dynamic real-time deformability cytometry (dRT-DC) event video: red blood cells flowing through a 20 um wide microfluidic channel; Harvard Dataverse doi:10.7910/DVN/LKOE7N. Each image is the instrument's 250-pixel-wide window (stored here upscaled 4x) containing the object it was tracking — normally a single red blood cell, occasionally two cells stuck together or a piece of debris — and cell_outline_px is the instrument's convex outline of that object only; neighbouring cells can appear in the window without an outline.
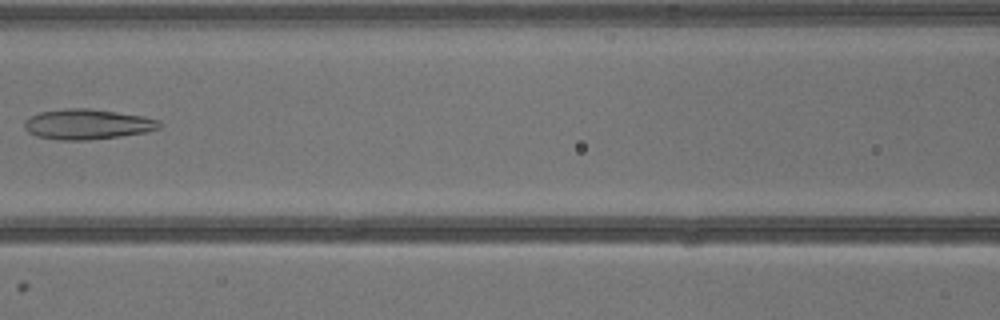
{"species": "common noctule bat (a hibernating species)", "species_latin": "Nyctalus noctula", "temperature_condition": "warm", "stored_images_in_passage": 7, "camera_frame_rate_fps": 3000, "um_per_image_px": 0.085, "animal": {"sex": "male", "body_mass_g": 13.3}, "frame": {"image": 1, "passage_image": 6, "time_ms": 6.0, "image_size_px": [1000, 320], "cell_outline_px": [[160, 128], [148, 132], [120, 136], [88, 140], [60, 140], [36, 136], [28, 132], [24, 128], [24, 120], [40, 112], [64, 108], [88, 108], [144, 116], [160, 120]], "centroid_in_image_um": [7.43, 10.56], "position_along_channel_um": 159.2, "area_um2": 23.87}}